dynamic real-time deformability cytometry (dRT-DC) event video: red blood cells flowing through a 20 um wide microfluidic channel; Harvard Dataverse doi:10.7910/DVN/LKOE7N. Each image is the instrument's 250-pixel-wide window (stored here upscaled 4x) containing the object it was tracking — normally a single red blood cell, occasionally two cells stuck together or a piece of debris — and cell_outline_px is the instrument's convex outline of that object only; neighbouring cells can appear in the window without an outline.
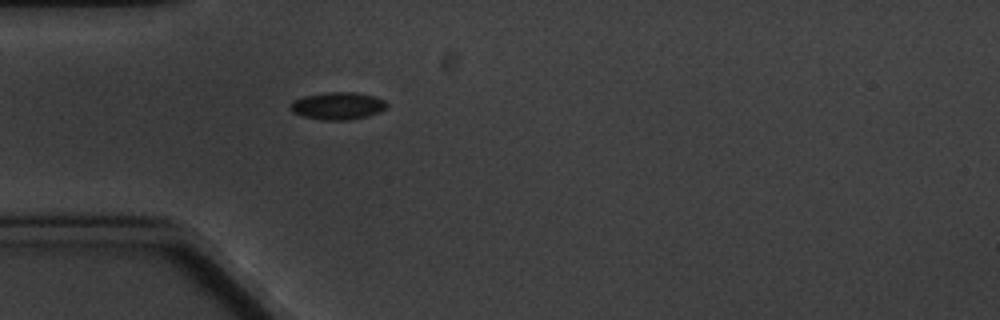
{"species": "common noctule bat (a hibernating species)", "species_latin": "Nyctalus noctula", "temperature_condition": "cold", "stored_images_in_passage": 1, "camera_frame_rate_fps": 3000, "um_per_image_px": 0.085, "animal": {"sex": "male", "body_mass_g": 20.1, "forearm_length_mm": 53.5}, "frame": {"image": 1, "passage_image": 1, "time_ms": 0.0, "image_size_px": [1000, 320], "cell_outline_px": [[388, 108], [380, 112], [368, 116], [348, 120], [324, 120], [304, 116], [292, 112], [288, 108], [288, 104], [292, 100], [304, 96], [324, 92], [356, 92], [372, 96], [384, 100], [388, 104]], "centroid_in_image_um": [28.68, 8.99], "position_along_channel_um": 56.3, "area_um2": 15.61}}